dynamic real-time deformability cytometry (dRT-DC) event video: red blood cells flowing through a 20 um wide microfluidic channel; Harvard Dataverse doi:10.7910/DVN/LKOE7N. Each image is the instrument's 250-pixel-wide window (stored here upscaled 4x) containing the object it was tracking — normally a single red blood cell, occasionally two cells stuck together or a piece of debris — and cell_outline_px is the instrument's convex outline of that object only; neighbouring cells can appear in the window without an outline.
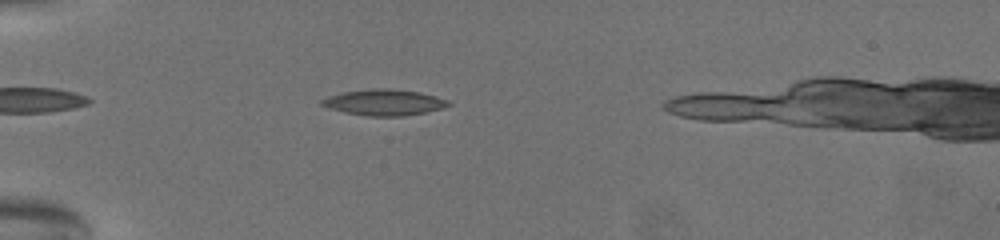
{"species": "common noctule bat (a hibernating species)", "species_latin": "Nyctalus noctula", "temperature_condition": "warm", "stored_images_in_passage": 53, "camera_frame_rate_fps": 3000, "um_per_image_px": 0.085, "animal": {"sex": "female", "body_mass_g": 19.5, "forearm_length_mm": 54.1}, "frame": {"image": 1, "passage_image": 10, "time_ms": 3.0, "image_size_px": [1000, 240], "cell_outline_px": [[452, 104], [440, 108], [424, 112], [400, 116], [372, 116], [348, 112], [332, 108], [320, 104], [320, 100], [344, 92], [380, 88], [384, 88], [416, 92], [448, 100]], "centroid_in_image_um": [32.66, 8.7], "position_along_channel_um": 52.3, "area_um2": 18.26}}
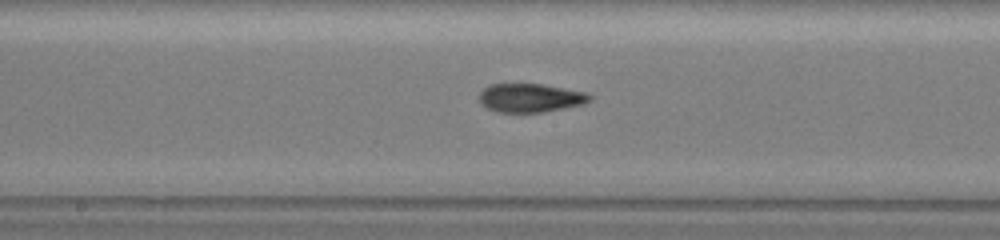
{"frame": {"image": 2, "passage_image": 27, "time_ms": 8.667, "image_size_px": [1000, 240], "cell_outline_px": [[592, 96], [584, 104], [544, 112], [496, 112], [488, 108], [480, 100], [480, 92], [484, 88], [492, 84], [540, 84], [584, 92]], "centroid_in_image_um": [45.07, 8.32], "position_along_channel_um": 203.1, "area_um2": 18.09}}
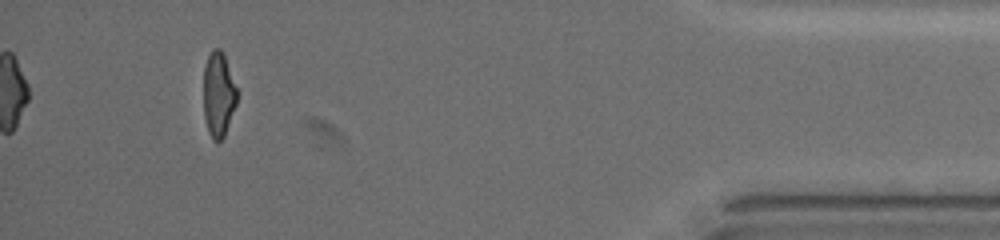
{"frame": {"image": 3, "passage_image": 53, "time_ms": 17.333, "image_size_px": [1000, 240], "cell_outline_px": [[236, 104], [224, 136], [216, 144], [212, 140], [204, 116], [204, 64], [212, 48], [220, 48], [224, 52], [236, 88]], "centroid_in_image_um": [18.56, 8.0], "position_along_channel_um": 416.6, "area_um2": 16.47}, "authors_computed_cell_mechanics": {"area_um2": 18.0336, "velocity_mm_per_s": 3.0792, "shape_relaxation_time_tau1_ms": 9.1586, "shape_relaxation_time_tau2_ms": 2.5045, "deformation_change_tau1": 0.2555, "deformation_change_tau2": 0.1064}}